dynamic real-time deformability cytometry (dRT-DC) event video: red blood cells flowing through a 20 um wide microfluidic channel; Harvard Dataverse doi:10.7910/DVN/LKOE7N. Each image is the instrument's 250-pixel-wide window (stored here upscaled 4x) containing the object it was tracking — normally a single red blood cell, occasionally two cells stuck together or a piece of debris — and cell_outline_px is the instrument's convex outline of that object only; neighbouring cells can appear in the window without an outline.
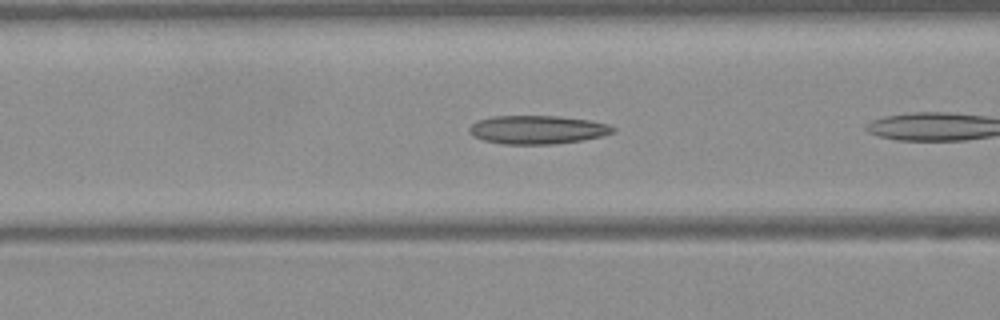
{"species": "Egyptian fruit bat (a non-hibernating species)", "species_latin": "Rousettus aegyptiacus", "temperature_condition": "warm", "stored_images_in_passage": 6, "camera_frame_rate_fps": 3000, "um_per_image_px": 0.085, "frame": {"image": 1, "passage_image": 5, "time_ms": 1.333, "image_size_px": [1000, 320], "cell_outline_px": [[616, 128], [612, 132], [600, 136], [580, 140], [552, 144], [504, 144], [484, 140], [472, 136], [468, 132], [468, 128], [476, 120], [492, 116], [556, 116], [588, 120], [608, 124]], "centroid_in_image_um": [45.61, 11.02], "position_along_channel_um": 121.0, "area_um2": 23.7}}